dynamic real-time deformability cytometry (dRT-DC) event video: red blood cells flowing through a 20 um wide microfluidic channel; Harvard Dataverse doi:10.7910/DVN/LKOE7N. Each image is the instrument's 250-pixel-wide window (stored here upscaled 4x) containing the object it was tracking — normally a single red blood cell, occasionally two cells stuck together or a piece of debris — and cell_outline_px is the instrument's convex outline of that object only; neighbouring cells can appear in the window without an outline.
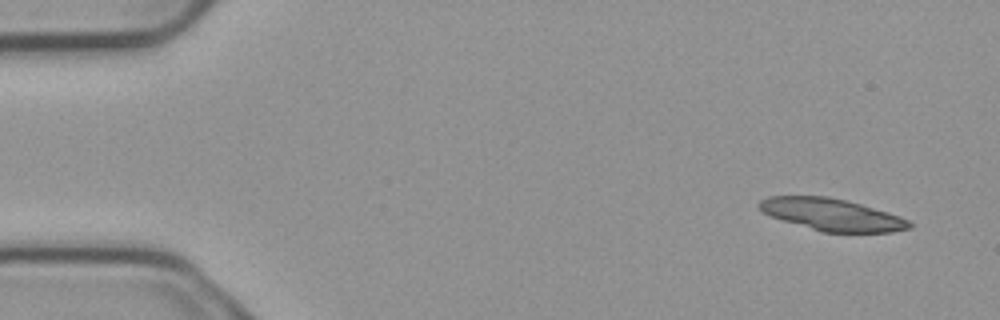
{"species": "common noctule bat (a hibernating species)", "species_latin": "Nyctalus noctula", "temperature_condition": "cold", "stored_images_in_passage": 5, "camera_frame_rate_fps": 3000, "um_per_image_px": 0.085, "animal": {"sex": "male", "body_mass_g": 23.1, "forearm_length_mm": 52.7}, "frame": {"image": 1, "passage_image": 1, "time_ms": 0.0, "image_size_px": [1000, 320], "cell_outline_px": [[912, 228], [892, 232], [820, 232], [772, 216], [764, 212], [756, 204], [760, 200], [768, 196], [828, 196], [860, 204], [888, 212], [900, 216], [908, 220], [912, 224]], "centroid_in_image_um": [70.72, 18.24], "position_along_channel_um": 14.3, "area_um2": 27.86}}